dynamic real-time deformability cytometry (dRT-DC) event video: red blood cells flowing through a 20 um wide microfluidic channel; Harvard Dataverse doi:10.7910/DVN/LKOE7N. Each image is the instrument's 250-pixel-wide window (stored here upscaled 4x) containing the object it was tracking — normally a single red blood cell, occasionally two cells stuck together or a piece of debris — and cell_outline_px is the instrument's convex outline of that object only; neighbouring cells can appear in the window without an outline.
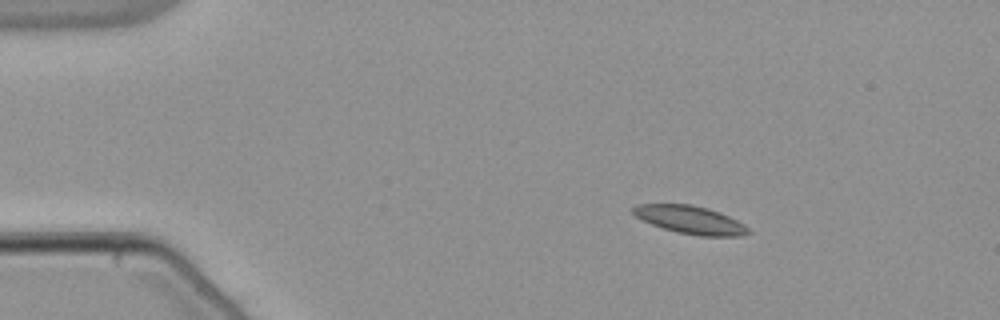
{"species": "common noctule bat (a hibernating species)", "species_latin": "Nyctalus noctula", "temperature_condition": "warm", "stored_images_in_passage": 48, "camera_frame_rate_fps": 3000, "um_per_image_px": 0.085, "animal": {"sex": "male", "body_mass_g": 21.5, "forearm_length_mm": 52.0}, "frame": {"image": 1, "passage_image": 3, "time_ms": 0.667, "image_size_px": [1000, 320], "cell_outline_px": [[752, 232], [744, 236], [700, 236], [676, 232], [652, 224], [636, 216], [632, 212], [632, 208], [636, 204], [692, 204], [708, 208], [720, 212], [744, 224]], "centroid_in_image_um": [58.7, 18.68], "position_along_channel_um": 26.3, "area_um2": 18.79}}
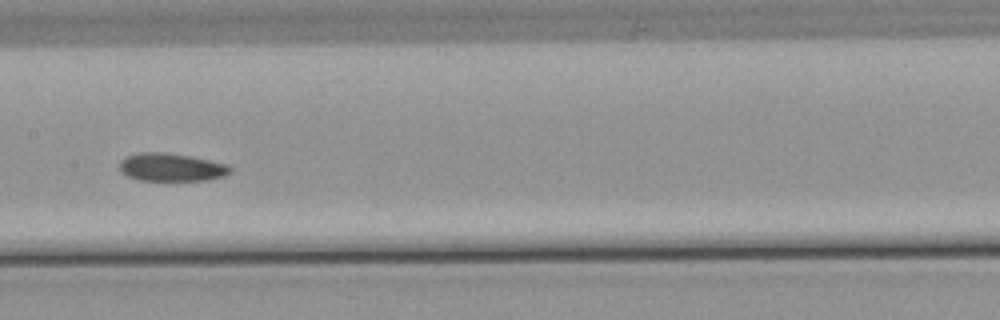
{"frame": {"image": 2, "passage_image": 22, "time_ms": 7.0, "image_size_px": [1000, 320], "cell_outline_px": [[232, 172], [224, 176], [208, 180], [140, 180], [128, 176], [120, 172], [120, 160], [124, 156], [136, 152], [164, 152], [192, 156], [228, 164], [232, 168]], "centroid_in_image_um": [14.56, 14.2], "position_along_channel_um": 192.8, "area_um2": 18.32}}
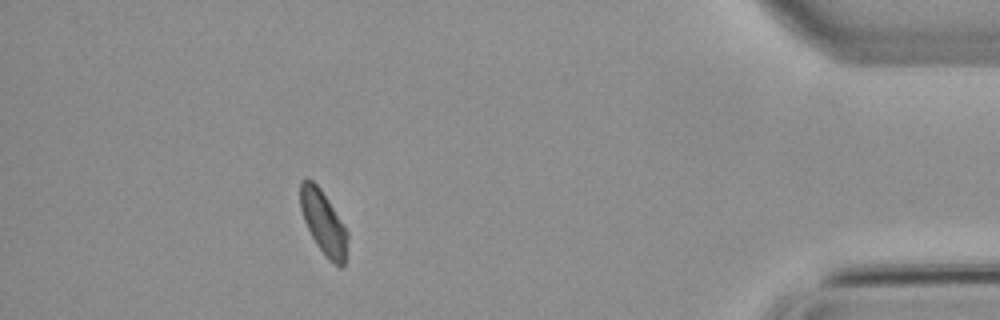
{"frame": {"image": 3, "passage_image": 43, "time_ms": 14.0, "image_size_px": [1000, 320], "cell_outline_px": [[348, 236], [344, 264], [340, 268], [328, 260], [316, 244], [304, 220], [300, 208], [300, 180], [312, 180], [320, 188], [328, 200], [348, 232]], "centroid_in_image_um": [27.49, 18.94], "position_along_channel_um": 407.7, "area_um2": 17.28}, "authors_computed_cell_mechanics": {"area_um2": 18.2359, "velocity_mm_per_s": 3.8107, "shape_relaxation_time_tau1_ms": null, "shape_relaxation_time_tau2_ms": 6.8497, "deformation_change_tau1": null, "deformation_change_tau2": 0.1161}}